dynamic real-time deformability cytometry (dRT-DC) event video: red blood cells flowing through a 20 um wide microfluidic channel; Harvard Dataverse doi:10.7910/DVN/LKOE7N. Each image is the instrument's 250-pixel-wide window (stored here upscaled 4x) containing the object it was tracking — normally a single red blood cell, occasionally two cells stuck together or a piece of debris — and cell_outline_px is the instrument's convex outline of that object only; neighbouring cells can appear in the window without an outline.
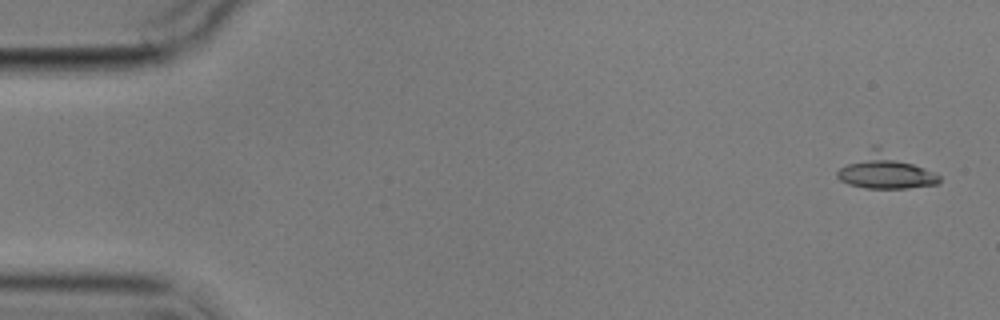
{"species": "common noctule bat (a hibernating species)", "species_latin": "Nyctalus noctula", "temperature_condition": "cold", "stored_images_in_passage": 5, "camera_frame_rate_fps": 3000, "um_per_image_px": 0.085, "animal": {"sex": "male", "body_mass_g": 17.9}, "frame": {"image": 1, "passage_image": 1, "time_ms": 0.0, "image_size_px": [1000, 320], "cell_outline_px": [[940, 184], [908, 188], [864, 188], [848, 184], [840, 180], [836, 176], [836, 172], [840, 168], [872, 144], [880, 144], [936, 172], [940, 176]], "centroid_in_image_um": [75.29, 14.49], "position_along_channel_um": 9.7, "area_um2": 21.68}}
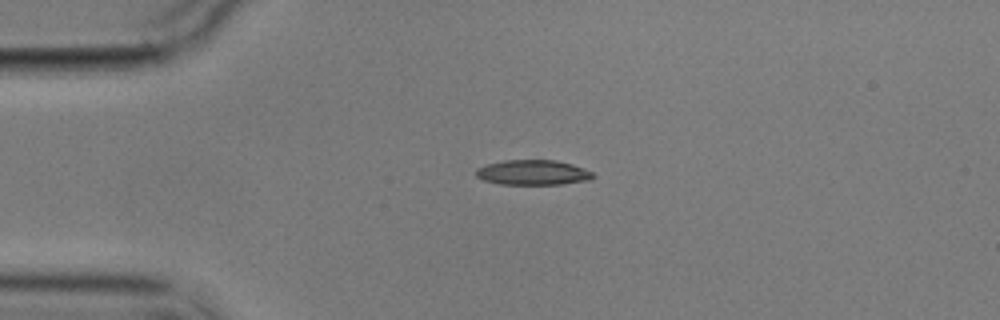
{"frame": {"image": 2, "passage_image": 4, "time_ms": 3.667, "image_size_px": [1000, 320], "cell_outline_px": [[596, 176], [592, 180], [560, 184], [500, 184], [484, 180], [476, 176], [476, 168], [488, 164], [504, 160], [556, 160], [572, 164], [584, 168], [592, 172]], "centroid_in_image_um": [45.33, 14.66], "position_along_channel_um": 39.7, "area_um2": 17.11}}